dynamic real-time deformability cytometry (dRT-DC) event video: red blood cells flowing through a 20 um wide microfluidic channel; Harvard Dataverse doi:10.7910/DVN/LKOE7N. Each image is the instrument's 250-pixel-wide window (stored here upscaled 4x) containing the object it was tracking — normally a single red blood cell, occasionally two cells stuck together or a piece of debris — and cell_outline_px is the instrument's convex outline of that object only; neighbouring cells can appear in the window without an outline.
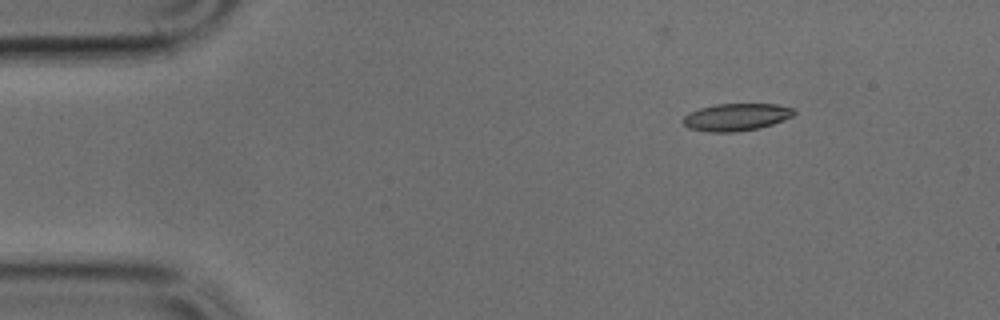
{"species": "common noctule bat (a hibernating species)", "species_latin": "Nyctalus noctula", "temperature_condition": "cold", "stored_images_in_passage": 35, "camera_frame_rate_fps": 3000, "um_per_image_px": 0.085, "animal": {"sex": "male", "body_mass_g": 17.9, "forearm_length_mm": 54.2}, "frame": {"image": 1, "passage_image": 1, "time_ms": 0.0, "image_size_px": [1000, 320], "cell_outline_px": [[796, 112], [792, 116], [772, 124], [760, 128], [736, 132], [708, 132], [688, 128], [680, 120], [688, 112], [700, 108], [716, 104], [776, 104], [792, 108]], "centroid_in_image_um": [62.53, 9.96], "position_along_channel_um": 22.5, "area_um2": 17.74}}
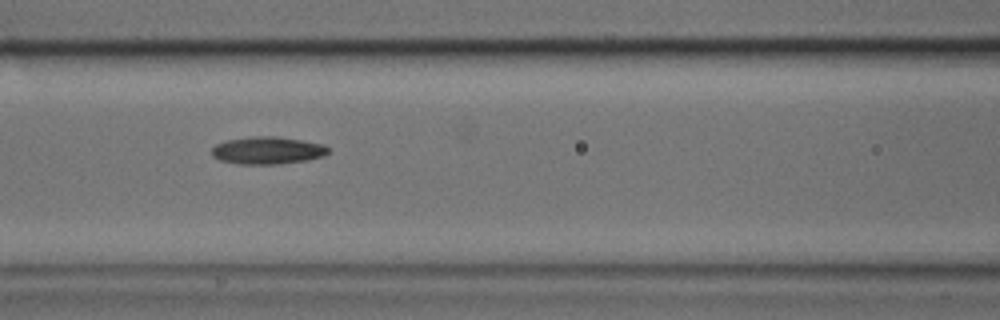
{"frame": {"image": 2, "passage_image": 15, "time_ms": 4.667, "image_size_px": [1000, 320], "cell_outline_px": [[328, 152], [324, 156], [308, 160], [276, 164], [240, 164], [220, 160], [212, 156], [212, 148], [216, 144], [224, 140], [252, 136], [276, 136], [304, 140], [324, 144], [328, 148]], "centroid_in_image_um": [22.74, 12.77], "position_along_channel_um": 143.9, "area_um2": 18.79}}
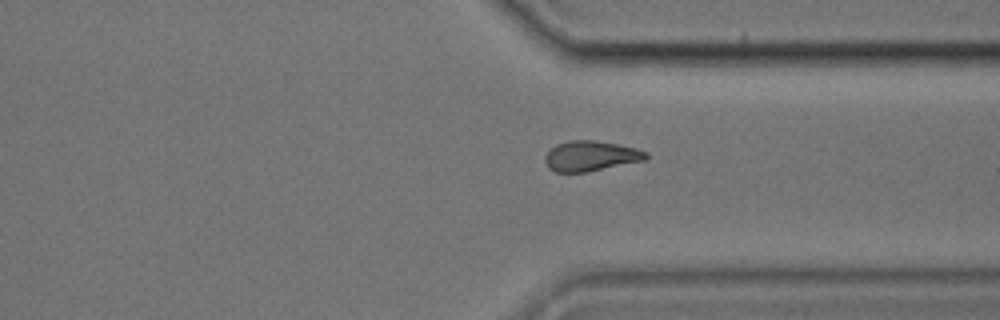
{"frame": {"image": 3, "passage_image": 31, "time_ms": 10.0, "image_size_px": [1000, 320], "cell_outline_px": [[648, 156], [644, 160], [584, 172], [556, 172], [548, 168], [544, 160], [544, 156], [556, 144], [568, 140], [596, 140], [636, 148], [648, 152]], "centroid_in_image_um": [50.18, 13.25], "position_along_channel_um": 361.2, "area_um2": 17.63}}